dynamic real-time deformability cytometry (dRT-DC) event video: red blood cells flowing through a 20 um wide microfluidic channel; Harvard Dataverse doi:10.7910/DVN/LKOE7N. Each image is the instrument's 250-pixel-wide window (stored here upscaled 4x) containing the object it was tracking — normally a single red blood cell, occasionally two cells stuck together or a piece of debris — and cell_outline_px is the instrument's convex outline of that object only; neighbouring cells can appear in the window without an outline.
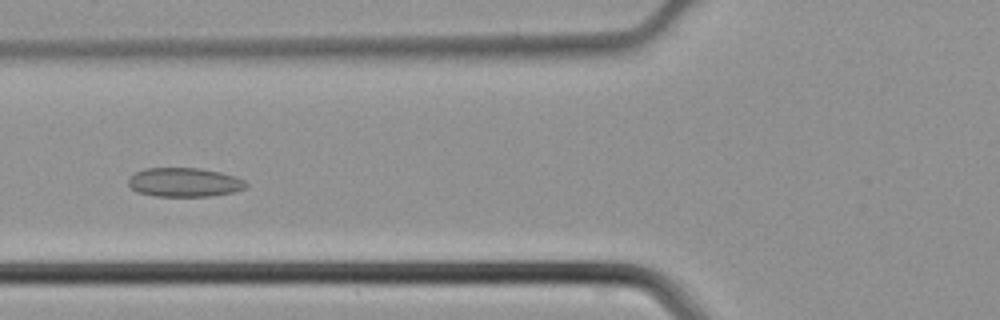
{"species": "common noctule bat (a hibernating species)", "species_latin": "Nyctalus noctula", "temperature_condition": "cold", "stored_images_in_passage": 45, "camera_frame_rate_fps": 3000, "um_per_image_px": 0.085, "animal": {"sex": "male", "body_mass_g": 21.5, "forearm_length_mm": 52.0}, "frame": {"image": 1, "passage_image": 17, "time_ms": 5.333, "image_size_px": [1000, 320], "cell_outline_px": [[248, 184], [244, 188], [232, 192], [212, 196], [152, 196], [136, 192], [128, 184], [128, 180], [136, 172], [144, 168], [200, 168], [220, 172], [244, 180]], "centroid_in_image_um": [15.64, 15.5], "position_along_channel_um": 110.2, "area_um2": 19.83}}
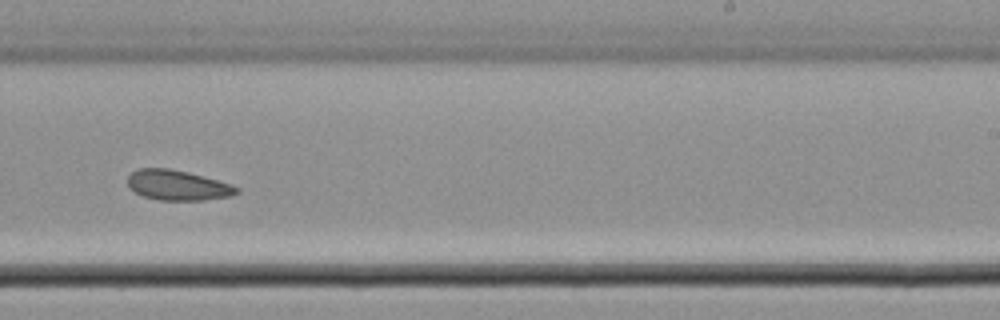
{"frame": {"image": 2, "passage_image": 28, "time_ms": 9.0, "image_size_px": [1000, 320], "cell_outline_px": [[240, 192], [232, 196], [204, 200], [160, 200], [144, 196], [128, 188], [128, 176], [132, 172], [140, 168], [168, 168], [188, 172], [232, 184], [240, 188]], "centroid_in_image_um": [15.13, 15.75], "position_along_channel_um": 273.9, "area_um2": 19.19}}
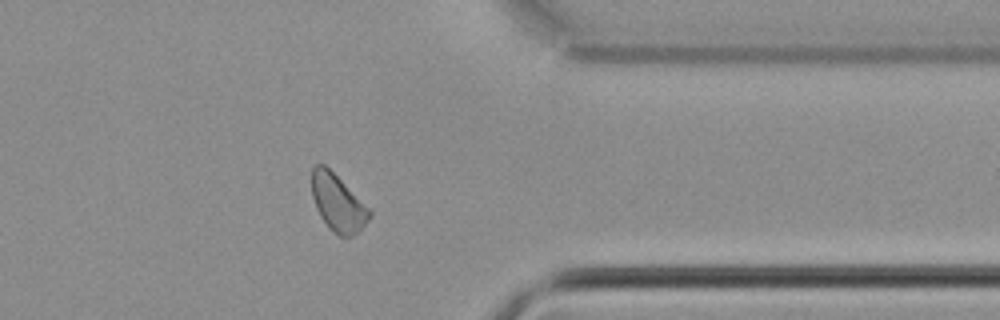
{"frame": {"image": 3, "passage_image": 36, "time_ms": 11.667, "image_size_px": [1000, 320], "cell_outline_px": [[372, 216], [352, 236], [340, 236], [332, 232], [328, 228], [320, 216], [316, 208], [312, 196], [312, 168], [316, 164], [324, 164], [372, 212]], "centroid_in_image_um": [28.68, 17.27], "position_along_channel_um": 382.7, "area_um2": 18.61}}